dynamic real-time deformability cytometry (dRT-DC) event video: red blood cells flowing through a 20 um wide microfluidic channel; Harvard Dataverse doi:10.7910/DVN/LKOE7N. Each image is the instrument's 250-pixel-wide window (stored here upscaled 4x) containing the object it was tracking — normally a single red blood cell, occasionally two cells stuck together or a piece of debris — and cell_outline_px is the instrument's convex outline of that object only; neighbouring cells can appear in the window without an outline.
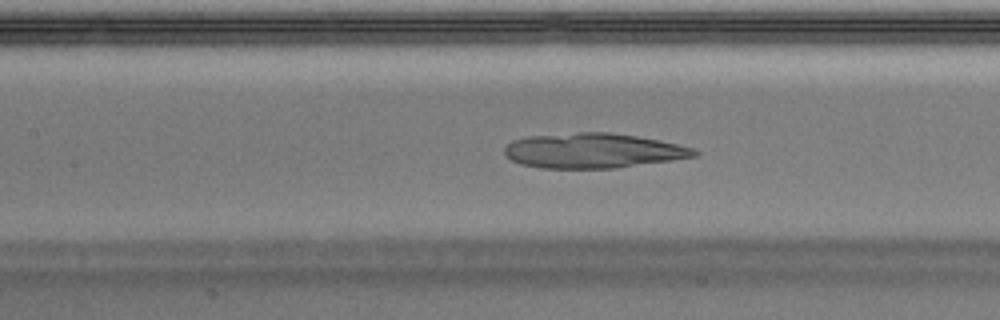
{"species": "Egyptian fruit bat (a non-hibernating species)", "species_latin": "Rousettus aegyptiacus", "temperature_condition": "warm", "stored_images_in_passage": 49, "camera_frame_rate_fps": 3000, "um_per_image_px": 0.085, "animal": {"sex": "male"}, "frame": {"image": 1, "passage_image": 22, "time_ms": 7.0, "image_size_px": [1000, 320], "cell_outline_px": [[700, 152], [696, 156], [672, 160], [612, 168], [540, 168], [520, 164], [504, 156], [504, 148], [512, 140], [528, 136], [580, 132], [608, 132], [636, 136], [660, 140], [692, 148]], "centroid_in_image_um": [50.36, 12.8], "position_along_channel_um": 157.0, "area_um2": 38.49}}
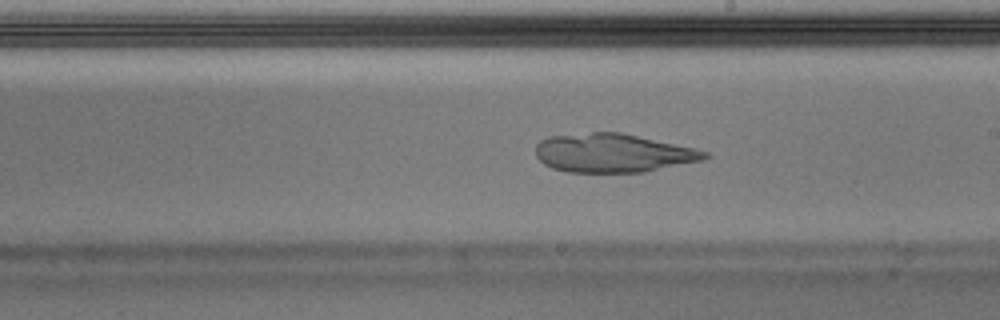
{"frame": {"image": 2, "passage_image": 28, "time_ms": 9.0, "image_size_px": [1000, 320], "cell_outline_px": [[712, 156], [704, 160], [644, 172], [568, 172], [552, 168], [544, 164], [536, 156], [536, 144], [540, 140], [548, 136], [592, 132], [620, 132], [692, 148], [708, 152]], "centroid_in_image_um": [52.08, 13.01], "position_along_channel_um": 236.9, "area_um2": 38.03}}
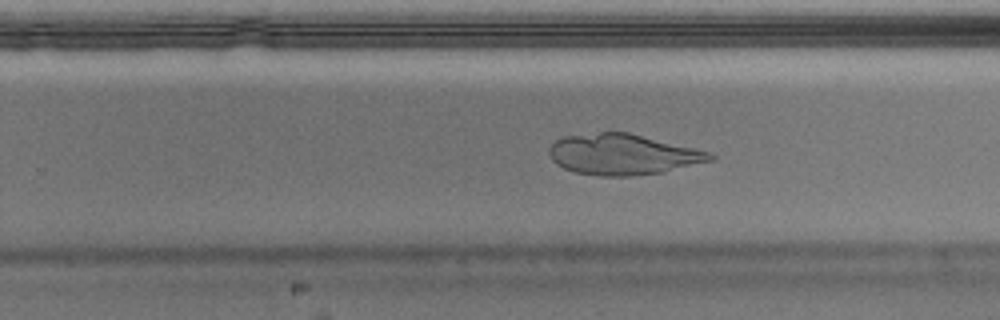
{"frame": {"image": 3, "passage_image": 31, "time_ms": 10.0, "image_size_px": [1000, 320], "cell_outline_px": [[716, 160], [660, 172], [632, 176], [600, 176], [576, 172], [564, 168], [556, 164], [552, 160], [548, 152], [548, 148], [556, 140], [564, 136], [600, 132], [628, 132], [712, 152], [716, 156]], "centroid_in_image_um": [52.95, 13.12], "position_along_channel_um": 276.8, "area_um2": 38.26}}